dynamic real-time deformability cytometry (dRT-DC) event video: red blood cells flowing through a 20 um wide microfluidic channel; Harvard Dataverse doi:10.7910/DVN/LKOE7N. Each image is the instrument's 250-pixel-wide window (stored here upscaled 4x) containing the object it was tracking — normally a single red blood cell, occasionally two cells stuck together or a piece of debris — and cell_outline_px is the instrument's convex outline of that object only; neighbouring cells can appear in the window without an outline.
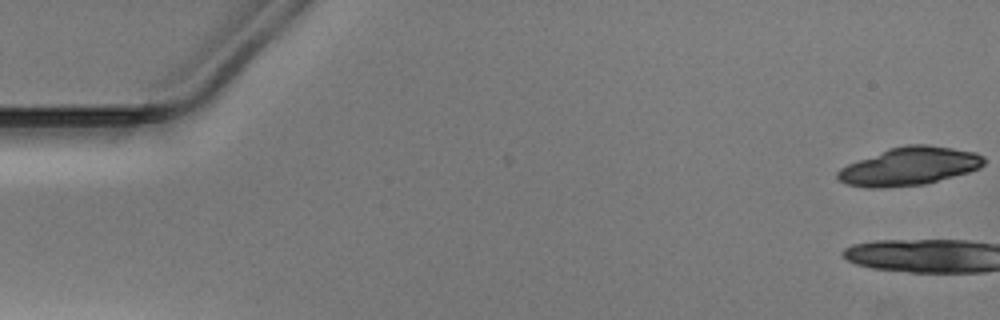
{"species": "Egyptian fruit bat (a non-hibernating species)", "species_latin": "Rousettus aegyptiacus", "temperature_condition": "warm", "stored_images_in_passage": 3, "camera_frame_rate_fps": 3000, "um_per_image_px": 0.085, "animal": {"sex": "male"}, "frame": {"image": 1, "passage_image": 1, "time_ms": 0.0, "image_size_px": [1000, 320], "cell_outline_px": [[984, 164], [980, 168], [968, 172], [924, 184], [884, 188], [868, 188], [844, 184], [836, 176], [836, 172], [840, 168], [848, 164], [888, 148], [904, 144], [928, 144], [976, 152], [984, 156]], "centroid_in_image_um": [77.27, 14.13], "position_along_channel_um": 7.7, "area_um2": 32.6}}